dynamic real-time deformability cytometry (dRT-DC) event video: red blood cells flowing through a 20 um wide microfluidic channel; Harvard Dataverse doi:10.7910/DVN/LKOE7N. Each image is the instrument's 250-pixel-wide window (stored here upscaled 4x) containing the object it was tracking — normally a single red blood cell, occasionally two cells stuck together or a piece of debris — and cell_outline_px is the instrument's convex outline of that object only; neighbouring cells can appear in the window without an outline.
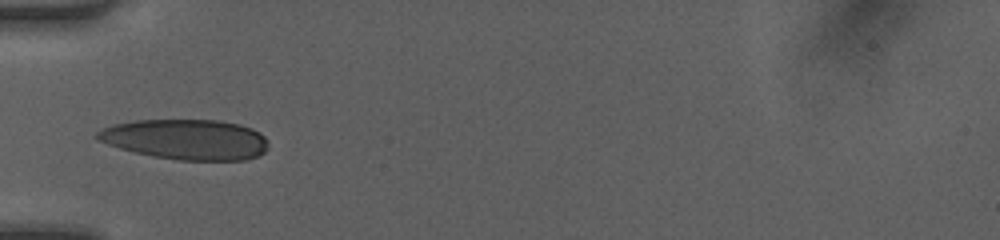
{"species": "human", "species_latin": "Homo sapiens", "temperature_condition": "room temperature", "stored_images_in_passage": 17, "camera_frame_rate_fps": 3000, "um_per_image_px": 0.085, "donor": {"sex": "female"}, "frame": {"image": 1, "passage_image": 1, "time_ms": 0.0, "image_size_px": [1000, 240], "cell_outline_px": [[268, 148], [264, 152], [248, 160], [180, 160], [152, 156], [120, 148], [96, 140], [92, 136], [96, 132], [112, 124], [136, 120], [220, 120], [240, 124], [252, 128], [260, 132], [268, 140]], "centroid_in_image_um": [15.81, 11.84], "position_along_channel_um": 69.2, "area_um2": 40.46}}
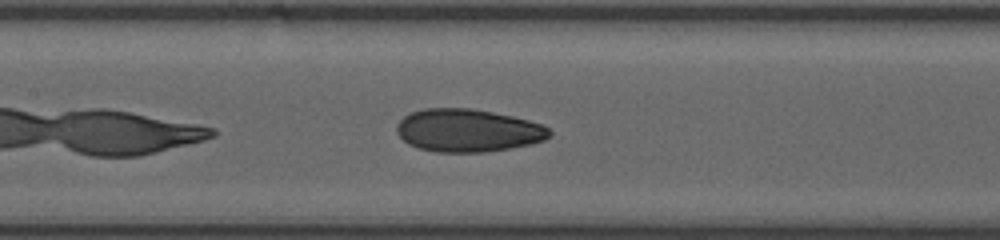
{"frame": {"image": 2, "passage_image": 8, "time_ms": 2.333, "image_size_px": [1000, 240], "cell_outline_px": [[552, 136], [544, 140], [532, 144], [484, 152], [436, 152], [420, 148], [408, 144], [396, 132], [396, 124], [404, 116], [412, 112], [424, 108], [468, 108], [492, 112], [512, 116], [544, 124], [552, 132]], "centroid_in_image_um": [39.78, 11.09], "position_along_channel_um": 167.6, "area_um2": 38.21}}
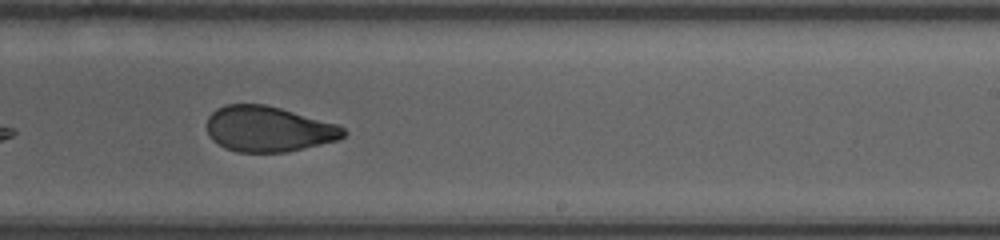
{"frame": {"image": 3, "passage_image": 15, "time_ms": 4.667, "image_size_px": [1000, 240], "cell_outline_px": [[348, 132], [340, 140], [288, 152], [236, 152], [224, 148], [212, 140], [208, 132], [208, 116], [216, 108], [224, 104], [264, 104], [280, 108], [336, 124], [344, 128]], "centroid_in_image_um": [22.82, 10.97], "position_along_channel_um": 266.2, "area_um2": 36.36}}